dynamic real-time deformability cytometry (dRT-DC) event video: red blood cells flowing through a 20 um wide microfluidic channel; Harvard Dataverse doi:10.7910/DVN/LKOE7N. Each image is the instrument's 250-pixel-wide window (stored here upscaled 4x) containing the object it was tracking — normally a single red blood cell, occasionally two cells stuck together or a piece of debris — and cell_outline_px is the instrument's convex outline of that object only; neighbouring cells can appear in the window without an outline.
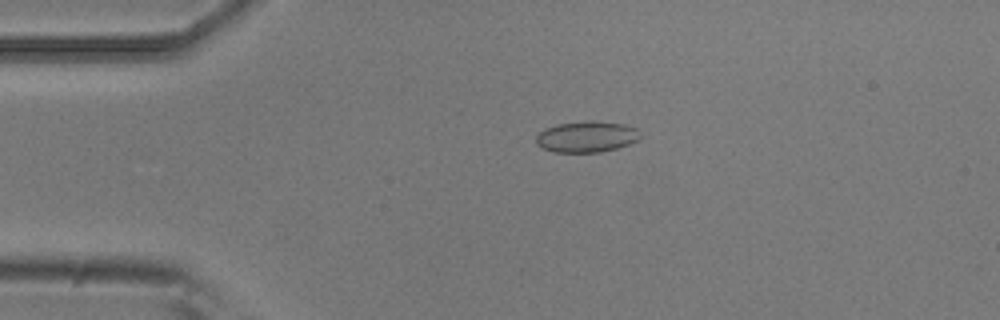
{"species": "common noctule bat (a hibernating species)", "species_latin": "Nyctalus noctula", "temperature_condition": "room temperature", "stored_images_in_passage": 2, "camera_frame_rate_fps": 3000, "um_per_image_px": 0.085, "animal": {"sex": "male", "body_mass_g": 20.5, "forearm_length_mm": 52.5}, "frame": {"image": 1, "passage_image": 1, "time_ms": 0.0, "image_size_px": [1000, 320], "cell_outline_px": [[640, 140], [616, 148], [600, 152], [556, 152], [544, 148], [536, 144], [536, 136], [544, 128], [556, 124], [588, 120], [592, 120], [624, 124], [636, 128], [640, 132]], "centroid_in_image_um": [49.87, 11.61], "position_along_channel_um": 35.1, "area_um2": 18.96}}